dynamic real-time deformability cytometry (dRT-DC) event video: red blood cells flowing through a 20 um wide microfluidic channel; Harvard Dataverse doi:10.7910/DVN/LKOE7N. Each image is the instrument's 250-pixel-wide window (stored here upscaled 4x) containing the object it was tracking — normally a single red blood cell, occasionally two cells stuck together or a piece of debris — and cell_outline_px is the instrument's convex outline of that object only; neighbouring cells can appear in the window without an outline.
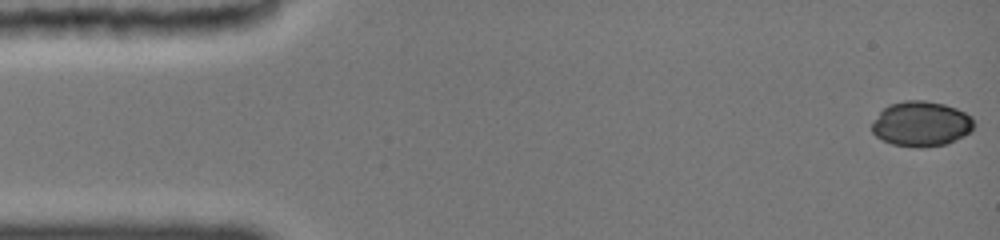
{"species": "common noctule bat (a hibernating species)", "species_latin": "Nyctalus noctula", "temperature_condition": "cold", "stored_images_in_passage": 48, "camera_frame_rate_fps": 3000, "um_per_image_px": 0.085, "animal": {"sex": "female", "body_mass_g": 19.0, "forearm_length_mm": 51.5}, "frame": {"image": 1, "passage_image": 1, "time_ms": 0.0, "image_size_px": [1000, 240], "cell_outline_px": [[972, 128], [968, 132], [944, 144], [892, 144], [876, 136], [872, 132], [872, 124], [880, 112], [888, 104], [904, 100], [924, 100], [944, 104], [956, 108], [972, 116]], "centroid_in_image_um": [78.26, 10.45], "position_along_channel_um": 6.7, "area_um2": 25.66}}
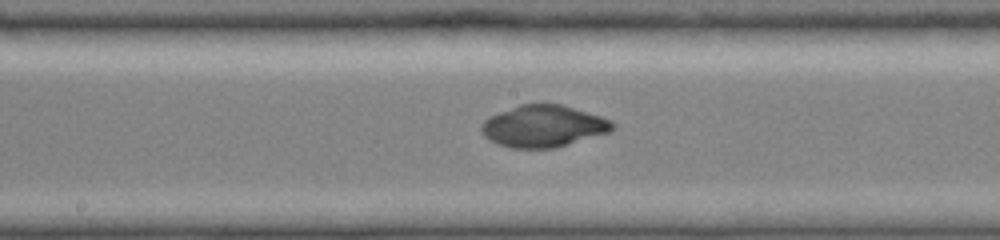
{"frame": {"image": 2, "passage_image": 25, "time_ms": 8.0, "image_size_px": [1000, 240], "cell_outline_px": [[612, 128], [608, 132], [552, 148], [508, 148], [496, 144], [484, 136], [480, 128], [484, 120], [488, 116], [520, 104], [560, 104], [600, 116], [608, 120], [612, 124]], "centroid_in_image_um": [46.08, 10.72], "position_along_channel_um": 202.1, "area_um2": 31.44}}
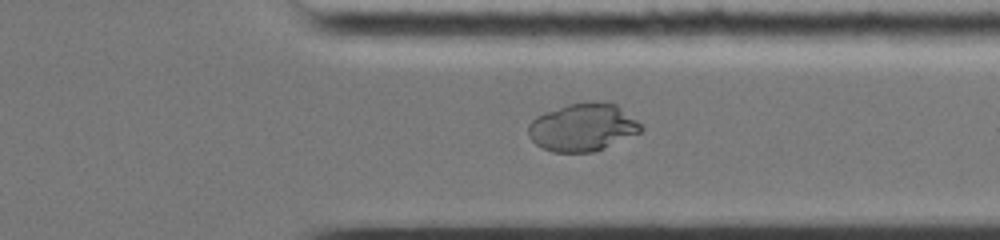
{"frame": {"image": 3, "passage_image": 37, "time_ms": 12.0, "image_size_px": [1000, 240], "cell_outline_px": [[644, 128], [640, 132], [592, 152], [552, 152], [540, 148], [528, 136], [528, 124], [536, 116], [544, 112], [568, 104], [588, 100], [600, 100], [616, 104], [636, 120]], "centroid_in_image_um": [49.48, 10.79], "position_along_channel_um": 361.9, "area_um2": 31.44}}